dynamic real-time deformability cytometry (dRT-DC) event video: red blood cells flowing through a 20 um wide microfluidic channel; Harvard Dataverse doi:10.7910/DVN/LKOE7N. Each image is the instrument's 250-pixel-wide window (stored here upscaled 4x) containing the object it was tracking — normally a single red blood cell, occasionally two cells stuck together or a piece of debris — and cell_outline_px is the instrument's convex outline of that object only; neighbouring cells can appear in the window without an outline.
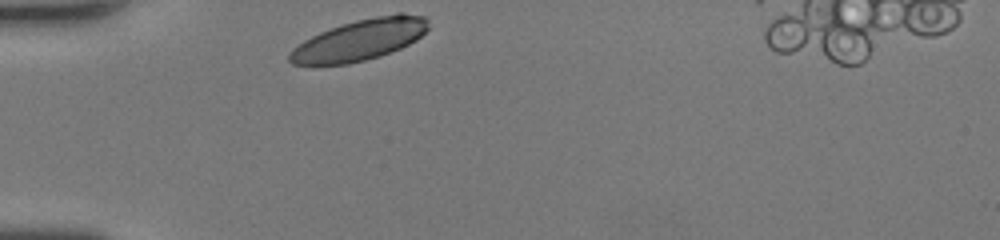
{"species": "human", "species_latin": "Homo sapiens", "temperature_condition": "room temperature", "stored_images_in_passage": 26, "camera_frame_rate_fps": 3000, "um_per_image_px": 0.085, "donor": {"sex": "female"}, "frame": {"image": 1, "passage_image": 1, "time_ms": 0.0, "image_size_px": [1000, 240], "cell_outline_px": [[428, 28], [416, 40], [400, 48], [380, 56], [348, 64], [316, 68], [292, 64], [288, 60], [288, 52], [292, 48], [304, 40], [320, 32], [356, 20], [396, 12], [404, 12], [428, 16]], "centroid_in_image_um": [30.53, 3.42], "position_along_channel_um": 54.5, "area_um2": 33.99}}
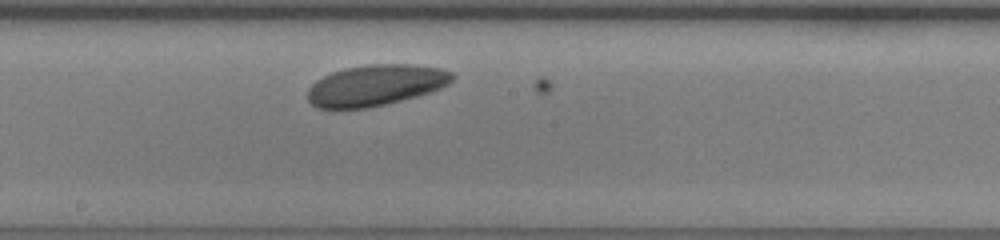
{"frame": {"image": 2, "passage_image": 14, "time_ms": 4.333, "image_size_px": [1000, 240], "cell_outline_px": [[456, 76], [448, 84], [432, 92], [368, 108], [316, 108], [308, 100], [308, 88], [316, 80], [332, 72], [344, 68], [368, 64], [412, 64], [440, 68], [452, 72]], "centroid_in_image_um": [31.94, 7.23], "position_along_channel_um": 216.3, "area_um2": 34.56}}
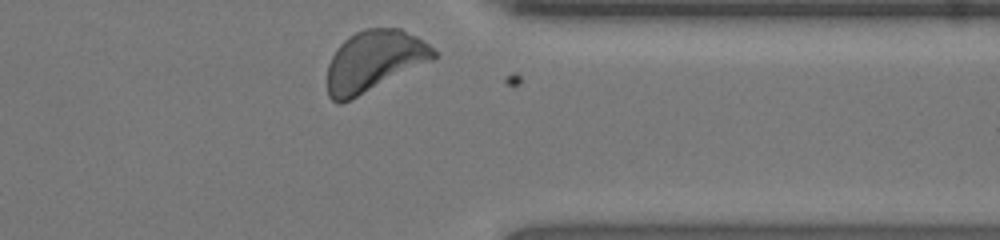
{"frame": {"image": 3, "passage_image": 26, "time_ms": 8.333, "image_size_px": [1000, 240], "cell_outline_px": [[440, 56], [436, 60], [340, 104], [336, 104], [328, 96], [328, 64], [332, 56], [340, 44], [348, 36], [364, 28], [400, 28], [416, 36], [428, 44]], "centroid_in_image_um": [31.83, 5.18], "position_along_channel_um": 379.6, "area_um2": 37.92}, "authors_computed_cell_mechanics": {"area_um2": 34.9112, "velocity_mm_per_s": 4.1461, "shape_relaxation_time_tau1_ms": 1.578, "shape_relaxation_time_tau2_ms": null, "deformation_change_tau1": 0.0583, "deformation_change_tau2": null}}